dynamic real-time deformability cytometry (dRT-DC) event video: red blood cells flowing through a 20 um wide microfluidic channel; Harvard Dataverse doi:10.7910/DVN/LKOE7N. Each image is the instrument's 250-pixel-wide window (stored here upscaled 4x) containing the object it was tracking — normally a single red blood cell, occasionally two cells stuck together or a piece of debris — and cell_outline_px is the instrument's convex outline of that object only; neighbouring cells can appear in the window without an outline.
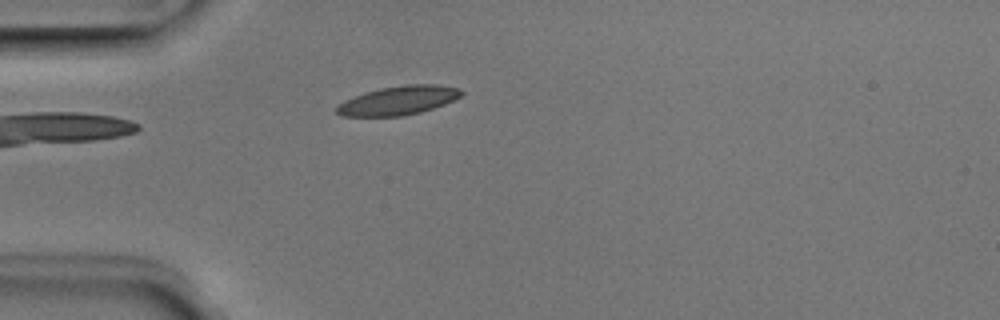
{"species": "Egyptian fruit bat (a non-hibernating species)", "species_latin": "Rousettus aegyptiacus", "temperature_condition": "room temperature", "stored_images_in_passage": 38, "camera_frame_rate_fps": 3000, "um_per_image_px": 0.085, "animal": {"sex": "male"}, "frame": {"image": 1, "passage_image": 1, "time_ms": 0.0, "image_size_px": [1000, 320], "cell_outline_px": [[464, 92], [460, 96], [444, 104], [420, 112], [400, 116], [340, 116], [336, 112], [336, 108], [344, 100], [364, 92], [380, 88], [408, 84], [440, 84], [460, 88]], "centroid_in_image_um": [33.86, 8.53], "position_along_channel_um": 51.1, "area_um2": 20.92}}
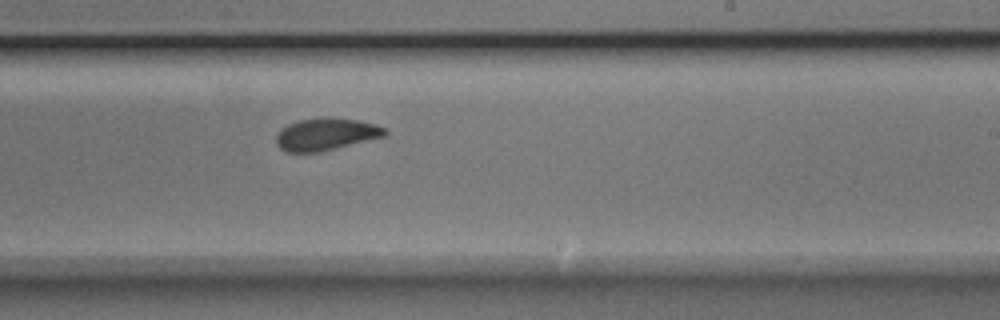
{"frame": {"image": 2, "passage_image": 18, "time_ms": 5.667, "image_size_px": [1000, 320], "cell_outline_px": [[388, 132], [384, 136], [320, 152], [284, 152], [276, 144], [276, 136], [288, 124], [300, 120], [328, 116], [356, 120], [376, 124], [388, 128]], "centroid_in_image_um": [27.73, 11.4], "position_along_channel_um": 261.3, "area_um2": 20.4}}
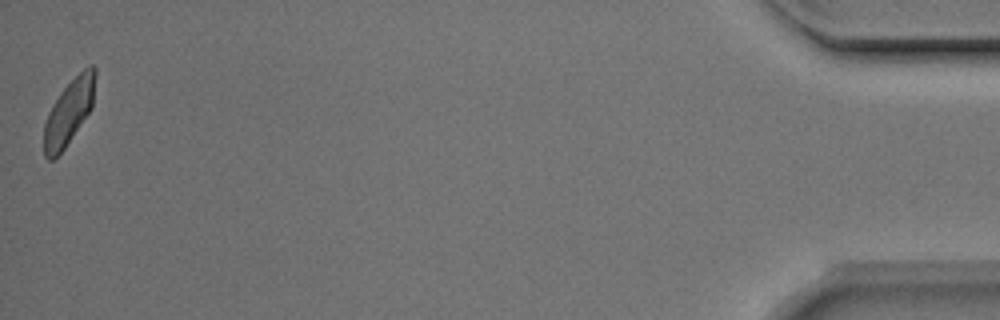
{"frame": {"image": 3, "passage_image": 38, "time_ms": 12.333, "image_size_px": [1000, 320], "cell_outline_px": [[96, 72], [92, 108], [64, 148], [52, 160], [48, 160], [44, 156], [44, 124], [48, 112], [52, 104], [60, 92], [88, 64], [92, 64], [96, 68]], "centroid_in_image_um": [5.86, 9.5], "position_along_channel_um": 429.3, "area_um2": 19.31}, "authors_computed_cell_mechanics": {"area_um2": 20.519, "velocity_mm_per_s": 3.9189, "shape_relaxation_time_tau1_ms": 2.8331, "shape_relaxation_time_tau2_ms": 2.6843, "deformation_change_tau1": 0.1134, "deformation_change_tau2": 0.0649}}